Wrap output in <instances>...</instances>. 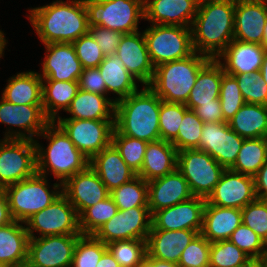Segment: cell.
<instances>
[{
    "label": "cell",
    "mask_w": 267,
    "mask_h": 267,
    "mask_svg": "<svg viewBox=\"0 0 267 267\" xmlns=\"http://www.w3.org/2000/svg\"><path fill=\"white\" fill-rule=\"evenodd\" d=\"M177 153L171 142L161 139L148 142L143 166L137 175L149 182L171 173L177 168Z\"/></svg>",
    "instance_id": "obj_29"
},
{
    "label": "cell",
    "mask_w": 267,
    "mask_h": 267,
    "mask_svg": "<svg viewBox=\"0 0 267 267\" xmlns=\"http://www.w3.org/2000/svg\"><path fill=\"white\" fill-rule=\"evenodd\" d=\"M242 223L241 209L219 207L206 202L201 234L210 242L228 240Z\"/></svg>",
    "instance_id": "obj_28"
},
{
    "label": "cell",
    "mask_w": 267,
    "mask_h": 267,
    "mask_svg": "<svg viewBox=\"0 0 267 267\" xmlns=\"http://www.w3.org/2000/svg\"><path fill=\"white\" fill-rule=\"evenodd\" d=\"M219 99L226 122L230 121L245 104L237 79L233 75L223 73Z\"/></svg>",
    "instance_id": "obj_46"
},
{
    "label": "cell",
    "mask_w": 267,
    "mask_h": 267,
    "mask_svg": "<svg viewBox=\"0 0 267 267\" xmlns=\"http://www.w3.org/2000/svg\"><path fill=\"white\" fill-rule=\"evenodd\" d=\"M199 3L203 2V1H209V0H197Z\"/></svg>",
    "instance_id": "obj_66"
},
{
    "label": "cell",
    "mask_w": 267,
    "mask_h": 267,
    "mask_svg": "<svg viewBox=\"0 0 267 267\" xmlns=\"http://www.w3.org/2000/svg\"><path fill=\"white\" fill-rule=\"evenodd\" d=\"M238 82L245 103L267 106V84L260 71L233 75Z\"/></svg>",
    "instance_id": "obj_47"
},
{
    "label": "cell",
    "mask_w": 267,
    "mask_h": 267,
    "mask_svg": "<svg viewBox=\"0 0 267 267\" xmlns=\"http://www.w3.org/2000/svg\"><path fill=\"white\" fill-rule=\"evenodd\" d=\"M152 227V214L148 206L133 207L117 213L103 224L94 236L104 244L114 241L147 240Z\"/></svg>",
    "instance_id": "obj_13"
},
{
    "label": "cell",
    "mask_w": 267,
    "mask_h": 267,
    "mask_svg": "<svg viewBox=\"0 0 267 267\" xmlns=\"http://www.w3.org/2000/svg\"><path fill=\"white\" fill-rule=\"evenodd\" d=\"M8 42H6V39L4 37V33L0 30V58L3 56L2 54H4L3 50L5 49V46Z\"/></svg>",
    "instance_id": "obj_61"
},
{
    "label": "cell",
    "mask_w": 267,
    "mask_h": 267,
    "mask_svg": "<svg viewBox=\"0 0 267 267\" xmlns=\"http://www.w3.org/2000/svg\"><path fill=\"white\" fill-rule=\"evenodd\" d=\"M29 10V20L44 44L73 43L89 32L84 0H56Z\"/></svg>",
    "instance_id": "obj_1"
},
{
    "label": "cell",
    "mask_w": 267,
    "mask_h": 267,
    "mask_svg": "<svg viewBox=\"0 0 267 267\" xmlns=\"http://www.w3.org/2000/svg\"><path fill=\"white\" fill-rule=\"evenodd\" d=\"M227 123L236 134L245 139L266 138L267 106L245 103Z\"/></svg>",
    "instance_id": "obj_34"
},
{
    "label": "cell",
    "mask_w": 267,
    "mask_h": 267,
    "mask_svg": "<svg viewBox=\"0 0 267 267\" xmlns=\"http://www.w3.org/2000/svg\"><path fill=\"white\" fill-rule=\"evenodd\" d=\"M109 195L121 211L148 206V182L137 175L129 182L113 189Z\"/></svg>",
    "instance_id": "obj_38"
},
{
    "label": "cell",
    "mask_w": 267,
    "mask_h": 267,
    "mask_svg": "<svg viewBox=\"0 0 267 267\" xmlns=\"http://www.w3.org/2000/svg\"><path fill=\"white\" fill-rule=\"evenodd\" d=\"M123 62L126 70L138 82L148 86L154 76V66L151 63L146 40L142 32L123 34L115 53Z\"/></svg>",
    "instance_id": "obj_21"
},
{
    "label": "cell",
    "mask_w": 267,
    "mask_h": 267,
    "mask_svg": "<svg viewBox=\"0 0 267 267\" xmlns=\"http://www.w3.org/2000/svg\"><path fill=\"white\" fill-rule=\"evenodd\" d=\"M89 33L100 46L105 56L113 55L117 51L123 33L100 26L89 27Z\"/></svg>",
    "instance_id": "obj_52"
},
{
    "label": "cell",
    "mask_w": 267,
    "mask_h": 267,
    "mask_svg": "<svg viewBox=\"0 0 267 267\" xmlns=\"http://www.w3.org/2000/svg\"><path fill=\"white\" fill-rule=\"evenodd\" d=\"M118 211V207L109 195L104 200L86 208L79 215V229L82 235H94Z\"/></svg>",
    "instance_id": "obj_40"
},
{
    "label": "cell",
    "mask_w": 267,
    "mask_h": 267,
    "mask_svg": "<svg viewBox=\"0 0 267 267\" xmlns=\"http://www.w3.org/2000/svg\"><path fill=\"white\" fill-rule=\"evenodd\" d=\"M244 139L227 122L204 123L197 149L207 152L225 169H230L236 162Z\"/></svg>",
    "instance_id": "obj_16"
},
{
    "label": "cell",
    "mask_w": 267,
    "mask_h": 267,
    "mask_svg": "<svg viewBox=\"0 0 267 267\" xmlns=\"http://www.w3.org/2000/svg\"><path fill=\"white\" fill-rule=\"evenodd\" d=\"M78 91V81L42 80V105L45 116L54 122L59 110L66 111Z\"/></svg>",
    "instance_id": "obj_36"
},
{
    "label": "cell",
    "mask_w": 267,
    "mask_h": 267,
    "mask_svg": "<svg viewBox=\"0 0 267 267\" xmlns=\"http://www.w3.org/2000/svg\"><path fill=\"white\" fill-rule=\"evenodd\" d=\"M177 169L188 182L193 196L204 199L212 193L225 171L207 152L198 149L178 151Z\"/></svg>",
    "instance_id": "obj_9"
},
{
    "label": "cell",
    "mask_w": 267,
    "mask_h": 267,
    "mask_svg": "<svg viewBox=\"0 0 267 267\" xmlns=\"http://www.w3.org/2000/svg\"><path fill=\"white\" fill-rule=\"evenodd\" d=\"M89 166L97 173L109 192L137 176L112 143L97 153L90 160Z\"/></svg>",
    "instance_id": "obj_27"
},
{
    "label": "cell",
    "mask_w": 267,
    "mask_h": 267,
    "mask_svg": "<svg viewBox=\"0 0 267 267\" xmlns=\"http://www.w3.org/2000/svg\"><path fill=\"white\" fill-rule=\"evenodd\" d=\"M211 243L199 233L181 253L179 267H209Z\"/></svg>",
    "instance_id": "obj_50"
},
{
    "label": "cell",
    "mask_w": 267,
    "mask_h": 267,
    "mask_svg": "<svg viewBox=\"0 0 267 267\" xmlns=\"http://www.w3.org/2000/svg\"><path fill=\"white\" fill-rule=\"evenodd\" d=\"M79 89L100 95L107 94L105 81L98 67L83 69L79 79Z\"/></svg>",
    "instance_id": "obj_53"
},
{
    "label": "cell",
    "mask_w": 267,
    "mask_h": 267,
    "mask_svg": "<svg viewBox=\"0 0 267 267\" xmlns=\"http://www.w3.org/2000/svg\"><path fill=\"white\" fill-rule=\"evenodd\" d=\"M96 267H121L111 253L107 250L100 258Z\"/></svg>",
    "instance_id": "obj_57"
},
{
    "label": "cell",
    "mask_w": 267,
    "mask_h": 267,
    "mask_svg": "<svg viewBox=\"0 0 267 267\" xmlns=\"http://www.w3.org/2000/svg\"><path fill=\"white\" fill-rule=\"evenodd\" d=\"M267 161V140L264 137L244 139L236 162L230 170L253 176Z\"/></svg>",
    "instance_id": "obj_37"
},
{
    "label": "cell",
    "mask_w": 267,
    "mask_h": 267,
    "mask_svg": "<svg viewBox=\"0 0 267 267\" xmlns=\"http://www.w3.org/2000/svg\"><path fill=\"white\" fill-rule=\"evenodd\" d=\"M161 101L148 86L116 101L114 128L120 134L146 142L160 140Z\"/></svg>",
    "instance_id": "obj_3"
},
{
    "label": "cell",
    "mask_w": 267,
    "mask_h": 267,
    "mask_svg": "<svg viewBox=\"0 0 267 267\" xmlns=\"http://www.w3.org/2000/svg\"><path fill=\"white\" fill-rule=\"evenodd\" d=\"M22 224L25 223L14 220L0 227V264L7 266L27 260L29 236Z\"/></svg>",
    "instance_id": "obj_35"
},
{
    "label": "cell",
    "mask_w": 267,
    "mask_h": 267,
    "mask_svg": "<svg viewBox=\"0 0 267 267\" xmlns=\"http://www.w3.org/2000/svg\"><path fill=\"white\" fill-rule=\"evenodd\" d=\"M241 265H258L245 252L229 240L211 243L209 267H238Z\"/></svg>",
    "instance_id": "obj_39"
},
{
    "label": "cell",
    "mask_w": 267,
    "mask_h": 267,
    "mask_svg": "<svg viewBox=\"0 0 267 267\" xmlns=\"http://www.w3.org/2000/svg\"><path fill=\"white\" fill-rule=\"evenodd\" d=\"M242 223L267 244V200L256 198L241 209Z\"/></svg>",
    "instance_id": "obj_49"
},
{
    "label": "cell",
    "mask_w": 267,
    "mask_h": 267,
    "mask_svg": "<svg viewBox=\"0 0 267 267\" xmlns=\"http://www.w3.org/2000/svg\"><path fill=\"white\" fill-rule=\"evenodd\" d=\"M262 46L267 51V18H266V22H265V26H264V37H263Z\"/></svg>",
    "instance_id": "obj_64"
},
{
    "label": "cell",
    "mask_w": 267,
    "mask_h": 267,
    "mask_svg": "<svg viewBox=\"0 0 267 267\" xmlns=\"http://www.w3.org/2000/svg\"><path fill=\"white\" fill-rule=\"evenodd\" d=\"M228 240L257 262L261 259L267 246L253 230L243 223L234 230Z\"/></svg>",
    "instance_id": "obj_48"
},
{
    "label": "cell",
    "mask_w": 267,
    "mask_h": 267,
    "mask_svg": "<svg viewBox=\"0 0 267 267\" xmlns=\"http://www.w3.org/2000/svg\"><path fill=\"white\" fill-rule=\"evenodd\" d=\"M254 185L256 197L267 200V161L254 175Z\"/></svg>",
    "instance_id": "obj_55"
},
{
    "label": "cell",
    "mask_w": 267,
    "mask_h": 267,
    "mask_svg": "<svg viewBox=\"0 0 267 267\" xmlns=\"http://www.w3.org/2000/svg\"><path fill=\"white\" fill-rule=\"evenodd\" d=\"M107 246L94 235H81L76 243L71 267H96Z\"/></svg>",
    "instance_id": "obj_43"
},
{
    "label": "cell",
    "mask_w": 267,
    "mask_h": 267,
    "mask_svg": "<svg viewBox=\"0 0 267 267\" xmlns=\"http://www.w3.org/2000/svg\"><path fill=\"white\" fill-rule=\"evenodd\" d=\"M29 238L34 231L40 237L52 235H82L79 229V216L74 206L63 195H59L49 206L37 212L26 222Z\"/></svg>",
    "instance_id": "obj_11"
},
{
    "label": "cell",
    "mask_w": 267,
    "mask_h": 267,
    "mask_svg": "<svg viewBox=\"0 0 267 267\" xmlns=\"http://www.w3.org/2000/svg\"><path fill=\"white\" fill-rule=\"evenodd\" d=\"M199 234L192 230L151 229L147 237V255L178 264L181 253Z\"/></svg>",
    "instance_id": "obj_25"
},
{
    "label": "cell",
    "mask_w": 267,
    "mask_h": 267,
    "mask_svg": "<svg viewBox=\"0 0 267 267\" xmlns=\"http://www.w3.org/2000/svg\"><path fill=\"white\" fill-rule=\"evenodd\" d=\"M66 111L72 116L57 119L114 120L115 99L79 89Z\"/></svg>",
    "instance_id": "obj_30"
},
{
    "label": "cell",
    "mask_w": 267,
    "mask_h": 267,
    "mask_svg": "<svg viewBox=\"0 0 267 267\" xmlns=\"http://www.w3.org/2000/svg\"><path fill=\"white\" fill-rule=\"evenodd\" d=\"M137 267H154V258L147 255Z\"/></svg>",
    "instance_id": "obj_60"
},
{
    "label": "cell",
    "mask_w": 267,
    "mask_h": 267,
    "mask_svg": "<svg viewBox=\"0 0 267 267\" xmlns=\"http://www.w3.org/2000/svg\"><path fill=\"white\" fill-rule=\"evenodd\" d=\"M188 110L185 104L161 101L159 113L160 139L171 142L177 135L184 113Z\"/></svg>",
    "instance_id": "obj_45"
},
{
    "label": "cell",
    "mask_w": 267,
    "mask_h": 267,
    "mask_svg": "<svg viewBox=\"0 0 267 267\" xmlns=\"http://www.w3.org/2000/svg\"><path fill=\"white\" fill-rule=\"evenodd\" d=\"M143 34L154 68L186 58L194 52L190 27L152 24Z\"/></svg>",
    "instance_id": "obj_8"
},
{
    "label": "cell",
    "mask_w": 267,
    "mask_h": 267,
    "mask_svg": "<svg viewBox=\"0 0 267 267\" xmlns=\"http://www.w3.org/2000/svg\"><path fill=\"white\" fill-rule=\"evenodd\" d=\"M39 136L48 139L49 144L47 149H44L35 140L38 174L47 177L48 171H51L54 177L63 184L67 179L89 166L90 160L76 148L55 122H50Z\"/></svg>",
    "instance_id": "obj_4"
},
{
    "label": "cell",
    "mask_w": 267,
    "mask_h": 267,
    "mask_svg": "<svg viewBox=\"0 0 267 267\" xmlns=\"http://www.w3.org/2000/svg\"><path fill=\"white\" fill-rule=\"evenodd\" d=\"M235 0L199 3L191 25L195 52L216 59L234 39Z\"/></svg>",
    "instance_id": "obj_2"
},
{
    "label": "cell",
    "mask_w": 267,
    "mask_h": 267,
    "mask_svg": "<svg viewBox=\"0 0 267 267\" xmlns=\"http://www.w3.org/2000/svg\"><path fill=\"white\" fill-rule=\"evenodd\" d=\"M106 246L121 267H137L147 256L146 240H120L108 243Z\"/></svg>",
    "instance_id": "obj_42"
},
{
    "label": "cell",
    "mask_w": 267,
    "mask_h": 267,
    "mask_svg": "<svg viewBox=\"0 0 267 267\" xmlns=\"http://www.w3.org/2000/svg\"><path fill=\"white\" fill-rule=\"evenodd\" d=\"M81 235H52L29 238L27 261L33 267H71Z\"/></svg>",
    "instance_id": "obj_14"
},
{
    "label": "cell",
    "mask_w": 267,
    "mask_h": 267,
    "mask_svg": "<svg viewBox=\"0 0 267 267\" xmlns=\"http://www.w3.org/2000/svg\"><path fill=\"white\" fill-rule=\"evenodd\" d=\"M266 49L257 43L233 39L216 58L230 75L260 71ZM220 59L225 60L224 63Z\"/></svg>",
    "instance_id": "obj_26"
},
{
    "label": "cell",
    "mask_w": 267,
    "mask_h": 267,
    "mask_svg": "<svg viewBox=\"0 0 267 267\" xmlns=\"http://www.w3.org/2000/svg\"><path fill=\"white\" fill-rule=\"evenodd\" d=\"M267 0H235L234 39L262 45Z\"/></svg>",
    "instance_id": "obj_22"
},
{
    "label": "cell",
    "mask_w": 267,
    "mask_h": 267,
    "mask_svg": "<svg viewBox=\"0 0 267 267\" xmlns=\"http://www.w3.org/2000/svg\"><path fill=\"white\" fill-rule=\"evenodd\" d=\"M46 55L42 62V80L78 81L83 67L72 43L44 44Z\"/></svg>",
    "instance_id": "obj_20"
},
{
    "label": "cell",
    "mask_w": 267,
    "mask_h": 267,
    "mask_svg": "<svg viewBox=\"0 0 267 267\" xmlns=\"http://www.w3.org/2000/svg\"><path fill=\"white\" fill-rule=\"evenodd\" d=\"M37 173L35 140L4 139L0 143V189Z\"/></svg>",
    "instance_id": "obj_10"
},
{
    "label": "cell",
    "mask_w": 267,
    "mask_h": 267,
    "mask_svg": "<svg viewBox=\"0 0 267 267\" xmlns=\"http://www.w3.org/2000/svg\"><path fill=\"white\" fill-rule=\"evenodd\" d=\"M88 25L100 26L123 34L138 31L144 19V0H84Z\"/></svg>",
    "instance_id": "obj_7"
},
{
    "label": "cell",
    "mask_w": 267,
    "mask_h": 267,
    "mask_svg": "<svg viewBox=\"0 0 267 267\" xmlns=\"http://www.w3.org/2000/svg\"><path fill=\"white\" fill-rule=\"evenodd\" d=\"M204 122L193 110L188 109L183 116L178 135L171 141L177 151L197 149L200 144Z\"/></svg>",
    "instance_id": "obj_44"
},
{
    "label": "cell",
    "mask_w": 267,
    "mask_h": 267,
    "mask_svg": "<svg viewBox=\"0 0 267 267\" xmlns=\"http://www.w3.org/2000/svg\"><path fill=\"white\" fill-rule=\"evenodd\" d=\"M50 122L44 114L43 105H15L2 97L0 99V123L19 128L13 131L9 127L4 139L35 140L33 137H39Z\"/></svg>",
    "instance_id": "obj_15"
},
{
    "label": "cell",
    "mask_w": 267,
    "mask_h": 267,
    "mask_svg": "<svg viewBox=\"0 0 267 267\" xmlns=\"http://www.w3.org/2000/svg\"><path fill=\"white\" fill-rule=\"evenodd\" d=\"M46 176L36 173L23 181L6 186L3 190L8 198L10 214L13 220L25 223L37 212L49 206L62 194V184L54 183L49 191ZM60 191H59V190Z\"/></svg>",
    "instance_id": "obj_6"
},
{
    "label": "cell",
    "mask_w": 267,
    "mask_h": 267,
    "mask_svg": "<svg viewBox=\"0 0 267 267\" xmlns=\"http://www.w3.org/2000/svg\"><path fill=\"white\" fill-rule=\"evenodd\" d=\"M146 141L120 134L115 128L112 133V144L119 151L122 159L138 174L143 166L147 148Z\"/></svg>",
    "instance_id": "obj_41"
},
{
    "label": "cell",
    "mask_w": 267,
    "mask_h": 267,
    "mask_svg": "<svg viewBox=\"0 0 267 267\" xmlns=\"http://www.w3.org/2000/svg\"><path fill=\"white\" fill-rule=\"evenodd\" d=\"M72 44L83 69L98 67L105 58L100 46L96 43L95 39L89 32L82 35Z\"/></svg>",
    "instance_id": "obj_51"
},
{
    "label": "cell",
    "mask_w": 267,
    "mask_h": 267,
    "mask_svg": "<svg viewBox=\"0 0 267 267\" xmlns=\"http://www.w3.org/2000/svg\"><path fill=\"white\" fill-rule=\"evenodd\" d=\"M260 74L267 84V51H266L264 58H263V63L261 65Z\"/></svg>",
    "instance_id": "obj_59"
},
{
    "label": "cell",
    "mask_w": 267,
    "mask_h": 267,
    "mask_svg": "<svg viewBox=\"0 0 267 267\" xmlns=\"http://www.w3.org/2000/svg\"><path fill=\"white\" fill-rule=\"evenodd\" d=\"M62 194L74 206L78 216L110 194L97 173L88 166L62 184Z\"/></svg>",
    "instance_id": "obj_19"
},
{
    "label": "cell",
    "mask_w": 267,
    "mask_h": 267,
    "mask_svg": "<svg viewBox=\"0 0 267 267\" xmlns=\"http://www.w3.org/2000/svg\"><path fill=\"white\" fill-rule=\"evenodd\" d=\"M193 111L204 123L226 122L222 114L220 99H216L215 103L202 104Z\"/></svg>",
    "instance_id": "obj_54"
},
{
    "label": "cell",
    "mask_w": 267,
    "mask_h": 267,
    "mask_svg": "<svg viewBox=\"0 0 267 267\" xmlns=\"http://www.w3.org/2000/svg\"><path fill=\"white\" fill-rule=\"evenodd\" d=\"M2 98L15 105H42V78L27 71L10 77Z\"/></svg>",
    "instance_id": "obj_32"
},
{
    "label": "cell",
    "mask_w": 267,
    "mask_h": 267,
    "mask_svg": "<svg viewBox=\"0 0 267 267\" xmlns=\"http://www.w3.org/2000/svg\"><path fill=\"white\" fill-rule=\"evenodd\" d=\"M206 199L192 197L152 214L151 229L192 230L201 233Z\"/></svg>",
    "instance_id": "obj_18"
},
{
    "label": "cell",
    "mask_w": 267,
    "mask_h": 267,
    "mask_svg": "<svg viewBox=\"0 0 267 267\" xmlns=\"http://www.w3.org/2000/svg\"><path fill=\"white\" fill-rule=\"evenodd\" d=\"M210 60L194 51L186 58L161 64L154 68V76L148 87L162 101L186 104L199 71Z\"/></svg>",
    "instance_id": "obj_5"
},
{
    "label": "cell",
    "mask_w": 267,
    "mask_h": 267,
    "mask_svg": "<svg viewBox=\"0 0 267 267\" xmlns=\"http://www.w3.org/2000/svg\"><path fill=\"white\" fill-rule=\"evenodd\" d=\"M54 122L89 160L112 143L114 120L56 119Z\"/></svg>",
    "instance_id": "obj_12"
},
{
    "label": "cell",
    "mask_w": 267,
    "mask_h": 267,
    "mask_svg": "<svg viewBox=\"0 0 267 267\" xmlns=\"http://www.w3.org/2000/svg\"><path fill=\"white\" fill-rule=\"evenodd\" d=\"M197 0H144V19L152 24L191 27Z\"/></svg>",
    "instance_id": "obj_24"
},
{
    "label": "cell",
    "mask_w": 267,
    "mask_h": 267,
    "mask_svg": "<svg viewBox=\"0 0 267 267\" xmlns=\"http://www.w3.org/2000/svg\"><path fill=\"white\" fill-rule=\"evenodd\" d=\"M224 69L217 59H211L198 73L190 91L186 107L194 110L202 104L215 103L219 99Z\"/></svg>",
    "instance_id": "obj_31"
},
{
    "label": "cell",
    "mask_w": 267,
    "mask_h": 267,
    "mask_svg": "<svg viewBox=\"0 0 267 267\" xmlns=\"http://www.w3.org/2000/svg\"><path fill=\"white\" fill-rule=\"evenodd\" d=\"M192 197L194 196L188 182L177 168L161 178L148 182V207L151 214Z\"/></svg>",
    "instance_id": "obj_23"
},
{
    "label": "cell",
    "mask_w": 267,
    "mask_h": 267,
    "mask_svg": "<svg viewBox=\"0 0 267 267\" xmlns=\"http://www.w3.org/2000/svg\"><path fill=\"white\" fill-rule=\"evenodd\" d=\"M98 69L105 81L107 93L113 92L118 95L115 102L139 90L136 84L137 79L126 70L117 55L105 56Z\"/></svg>",
    "instance_id": "obj_33"
},
{
    "label": "cell",
    "mask_w": 267,
    "mask_h": 267,
    "mask_svg": "<svg viewBox=\"0 0 267 267\" xmlns=\"http://www.w3.org/2000/svg\"><path fill=\"white\" fill-rule=\"evenodd\" d=\"M154 267H179L178 264L154 258Z\"/></svg>",
    "instance_id": "obj_58"
},
{
    "label": "cell",
    "mask_w": 267,
    "mask_h": 267,
    "mask_svg": "<svg viewBox=\"0 0 267 267\" xmlns=\"http://www.w3.org/2000/svg\"><path fill=\"white\" fill-rule=\"evenodd\" d=\"M238 267H258V265H241V266H238Z\"/></svg>",
    "instance_id": "obj_65"
},
{
    "label": "cell",
    "mask_w": 267,
    "mask_h": 267,
    "mask_svg": "<svg viewBox=\"0 0 267 267\" xmlns=\"http://www.w3.org/2000/svg\"><path fill=\"white\" fill-rule=\"evenodd\" d=\"M258 267H267V246L261 259L258 261Z\"/></svg>",
    "instance_id": "obj_62"
},
{
    "label": "cell",
    "mask_w": 267,
    "mask_h": 267,
    "mask_svg": "<svg viewBox=\"0 0 267 267\" xmlns=\"http://www.w3.org/2000/svg\"><path fill=\"white\" fill-rule=\"evenodd\" d=\"M6 267H33L27 260L21 263L7 265Z\"/></svg>",
    "instance_id": "obj_63"
},
{
    "label": "cell",
    "mask_w": 267,
    "mask_h": 267,
    "mask_svg": "<svg viewBox=\"0 0 267 267\" xmlns=\"http://www.w3.org/2000/svg\"><path fill=\"white\" fill-rule=\"evenodd\" d=\"M256 198L253 176L225 169L206 202L219 207L242 209Z\"/></svg>",
    "instance_id": "obj_17"
},
{
    "label": "cell",
    "mask_w": 267,
    "mask_h": 267,
    "mask_svg": "<svg viewBox=\"0 0 267 267\" xmlns=\"http://www.w3.org/2000/svg\"><path fill=\"white\" fill-rule=\"evenodd\" d=\"M13 221L9 210L6 192L3 189H0V227L6 226Z\"/></svg>",
    "instance_id": "obj_56"
}]
</instances>
